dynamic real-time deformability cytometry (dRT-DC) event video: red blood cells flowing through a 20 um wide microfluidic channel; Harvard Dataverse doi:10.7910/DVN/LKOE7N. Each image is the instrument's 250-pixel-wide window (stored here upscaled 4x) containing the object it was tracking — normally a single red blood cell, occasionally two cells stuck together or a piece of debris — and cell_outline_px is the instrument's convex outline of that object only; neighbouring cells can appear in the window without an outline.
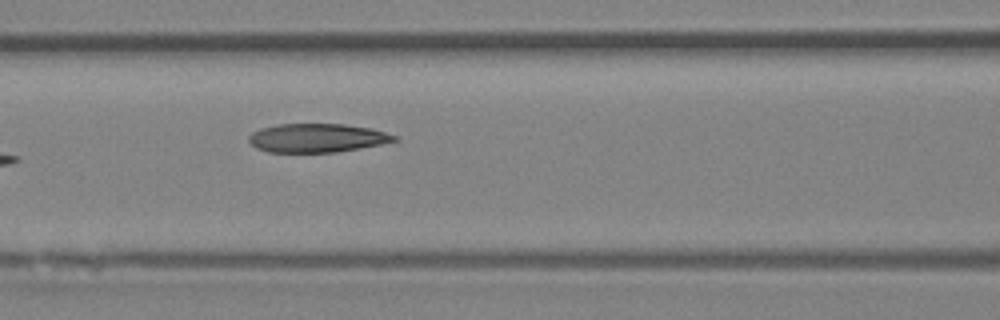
{"species": "Egyptian fruit bat (a non-hibernating species)", "species_latin": "Rousettus aegyptiacus", "temperature_condition": "room temperature", "stored_images_in_passage": 7, "camera_frame_rate_fps": 3000, "um_per_image_px": 0.085, "animal": {"sex": "female"}, "frame": {"image": 1, "passage_image": 7, "time_ms": 7.0, "image_size_px": [1000, 320], "cell_outline_px": [[400, 140], [360, 148], [336, 152], [268, 152], [256, 148], [248, 140], [248, 136], [252, 132], [260, 128], [276, 124], [344, 124], [372, 128], [400, 136]], "centroid_in_image_um": [26.98, 11.72], "position_along_channel_um": 139.6, "area_um2": 24.57}}